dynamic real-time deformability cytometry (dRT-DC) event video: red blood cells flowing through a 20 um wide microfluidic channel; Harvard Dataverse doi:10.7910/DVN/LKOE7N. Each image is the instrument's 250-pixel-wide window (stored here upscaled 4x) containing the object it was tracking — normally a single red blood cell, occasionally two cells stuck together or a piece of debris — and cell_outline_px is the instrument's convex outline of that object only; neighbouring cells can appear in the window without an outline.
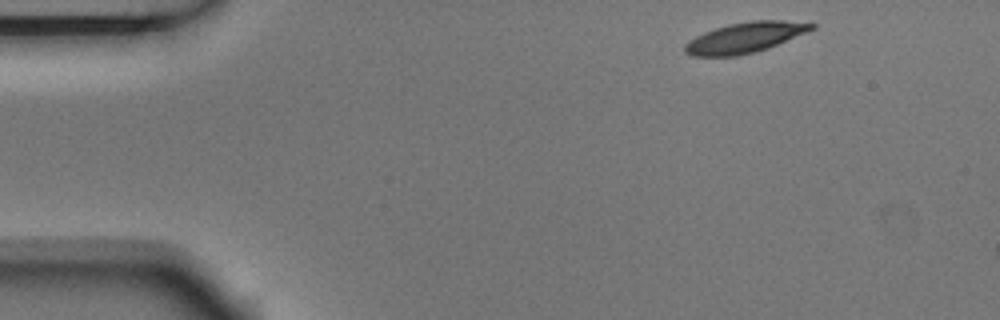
{"species": "Egyptian fruit bat (a non-hibernating species)", "species_latin": "Rousettus aegyptiacus", "temperature_condition": "room temperature", "stored_images_in_passage": 7, "camera_frame_rate_fps": 3000, "um_per_image_px": 0.085, "animal": {"sex": "male"}, "frame": {"image": 1, "passage_image": 1, "time_ms": 0.0, "image_size_px": [1000, 320], "cell_outline_px": [[816, 28], [768, 48], [756, 52], [736, 56], [692, 56], [684, 52], [684, 44], [688, 40], [704, 32], [728, 24], [752, 20], [784, 20], [816, 24]], "centroid_in_image_um": [63.3, 3.19], "position_along_channel_um": 21.7, "area_um2": 22.48}}
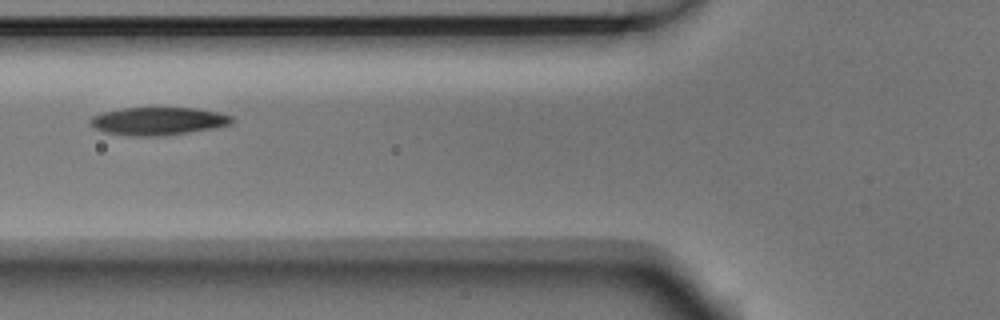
{"frame": {"image": 2, "passage_image": 5, "time_ms": 1.333, "image_size_px": [1000, 320], "cell_outline_px": [[232, 124], [216, 128], [160, 136], [124, 136], [104, 132], [92, 128], [88, 124], [88, 120], [92, 116], [104, 112], [120, 108], [196, 108], [216, 112], [232, 116]], "centroid_in_image_um": [13.37, 10.3], "position_along_channel_um": 112.4, "area_um2": 23.24}}
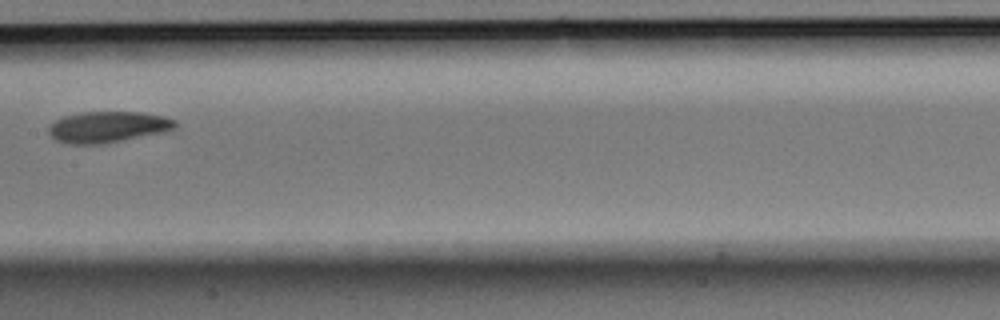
{"frame": {"image": 3, "passage_image": 7, "time_ms": 2.0, "image_size_px": [1000, 320], "cell_outline_px": [[176, 128], [164, 132], [100, 144], [68, 144], [56, 140], [48, 132], [48, 128], [60, 116], [80, 112], [144, 112], [164, 116], [176, 120]], "centroid_in_image_um": [9.16, 10.78], "position_along_channel_um": 198.2, "area_um2": 23.0}}